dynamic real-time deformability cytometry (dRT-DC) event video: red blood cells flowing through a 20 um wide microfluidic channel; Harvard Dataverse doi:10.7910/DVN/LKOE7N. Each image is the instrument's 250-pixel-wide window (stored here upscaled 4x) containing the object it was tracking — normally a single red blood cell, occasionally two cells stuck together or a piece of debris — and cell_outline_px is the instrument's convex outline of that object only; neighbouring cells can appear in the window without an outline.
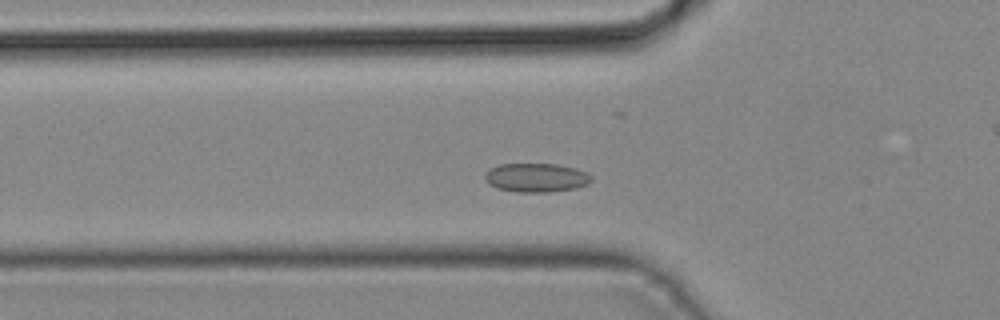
{"species": "common noctule bat (a hibernating species)", "species_latin": "Nyctalus noctula", "temperature_condition": "cold", "stored_images_in_passage": 39, "camera_frame_rate_fps": 3000, "um_per_image_px": 0.085, "animal": {"sex": "male", "body_mass_g": 19.2, "forearm_length_mm": 51.8}, "frame": {"image": 1, "passage_image": 9, "time_ms": 2.667, "image_size_px": [1000, 320], "cell_outline_px": [[592, 180], [588, 184], [576, 188], [548, 192], [516, 192], [496, 188], [488, 184], [484, 180], [484, 172], [500, 164], [556, 164], [576, 168], [592, 176]], "centroid_in_image_um": [45.55, 15.1], "position_along_channel_um": 80.3, "area_um2": 18.03}}
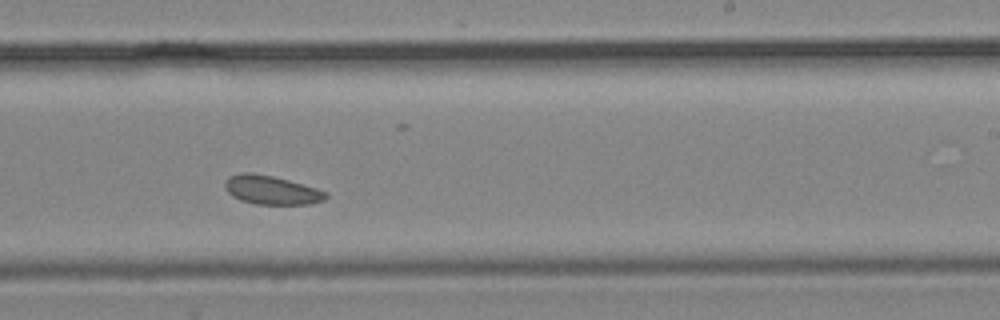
{"frame": {"image": 2, "passage_image": 21, "time_ms": 6.667, "image_size_px": [1000, 320], "cell_outline_px": [[328, 196], [324, 200], [308, 204], [256, 204], [240, 200], [232, 196], [224, 188], [224, 180], [228, 176], [240, 172], [252, 172], [272, 176], [288, 180], [316, 188], [328, 192]], "centroid_in_image_um": [23.03, 16.14], "position_along_channel_um": 266.0, "area_um2": 17.05}}
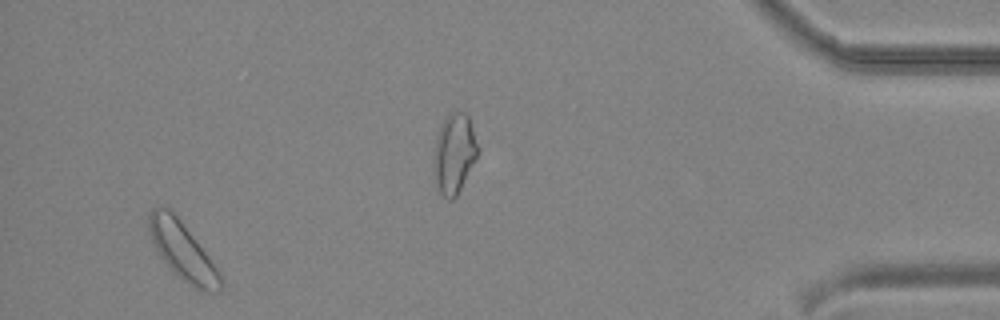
{"frame": {"image": 3, "passage_image": 36, "time_ms": 11.667, "image_size_px": [1000, 320], "cell_outline_px": [[224, 284], [220, 292], [200, 292], [188, 284], [172, 272], [160, 256], [148, 232], [148, 216], [152, 208], [156, 204], [168, 208], [180, 220], [208, 256], [220, 272], [224, 280]], "centroid_in_image_um": [15.53, 21.38], "position_along_channel_um": 419.7, "area_um2": 24.16}}